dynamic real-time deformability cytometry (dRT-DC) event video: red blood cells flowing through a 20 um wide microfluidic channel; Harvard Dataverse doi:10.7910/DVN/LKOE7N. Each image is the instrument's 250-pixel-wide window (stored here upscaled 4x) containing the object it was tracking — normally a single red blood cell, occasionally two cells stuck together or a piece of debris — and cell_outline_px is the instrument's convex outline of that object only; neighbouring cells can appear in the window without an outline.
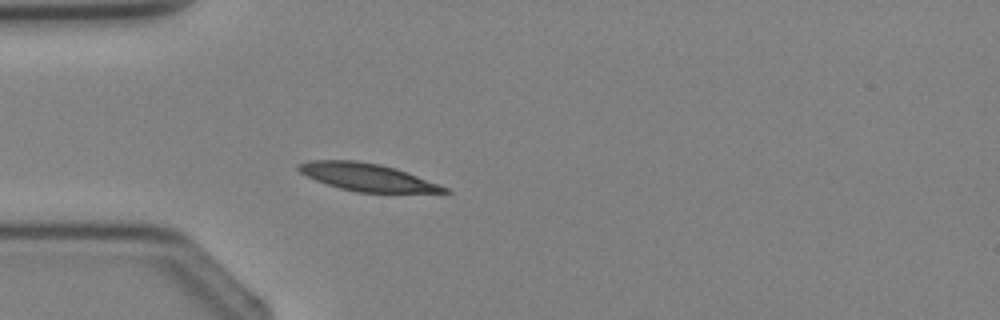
{"species": "Egyptian fruit bat (a non-hibernating species)", "species_latin": "Rousettus aegyptiacus", "temperature_condition": "cold", "stored_images_in_passage": 3, "camera_frame_rate_fps": 3000, "um_per_image_px": 0.085, "animal": {"sex": "female"}, "frame": {"image": 1, "passage_image": 3, "time_ms": 2.333, "image_size_px": [1000, 320], "cell_outline_px": [[452, 192], [356, 192], [340, 188], [316, 180], [300, 172], [296, 168], [296, 164], [308, 160], [356, 160], [380, 164], [396, 168], [440, 184], [448, 188]], "centroid_in_image_um": [31.19, 15.04], "position_along_channel_um": 53.8, "area_um2": 23.29}}